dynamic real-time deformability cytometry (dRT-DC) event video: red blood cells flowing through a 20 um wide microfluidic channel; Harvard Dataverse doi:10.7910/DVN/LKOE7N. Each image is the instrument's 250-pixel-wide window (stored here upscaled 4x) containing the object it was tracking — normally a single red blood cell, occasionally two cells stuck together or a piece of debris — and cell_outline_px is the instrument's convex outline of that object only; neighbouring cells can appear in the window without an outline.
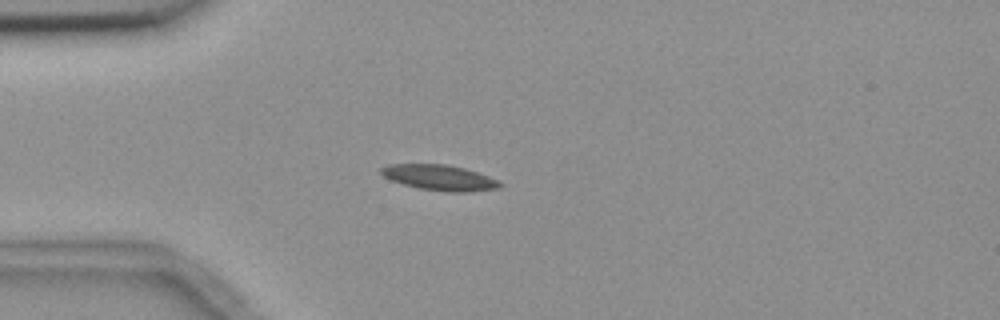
{"species": "common noctule bat (a hibernating species)", "species_latin": "Nyctalus noctula", "temperature_condition": "room temperature", "stored_images_in_passage": 8, "camera_frame_rate_fps": 3000, "um_per_image_px": 0.085, "animal": {"sex": "female", "body_mass_g": 18.4}, "frame": {"image": 1, "passage_image": 3, "time_ms": 2.333, "image_size_px": [1000, 320], "cell_outline_px": [[504, 184], [500, 188], [468, 192], [448, 192], [420, 188], [404, 184], [392, 180], [384, 176], [380, 172], [380, 168], [388, 164], [448, 164], [464, 168], [488, 176]], "centroid_in_image_um": [37.38, 15.09], "position_along_channel_um": 47.6, "area_um2": 17.57}}
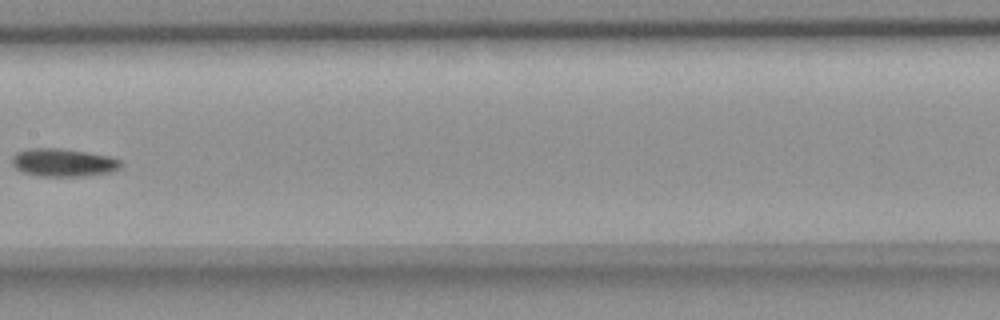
{"frame": {"image": 2, "passage_image": 7, "time_ms": 7.0, "image_size_px": [1000, 320], "cell_outline_px": [[124, 164], [120, 168], [112, 172], [88, 176], [36, 176], [24, 172], [16, 168], [12, 164], [12, 156], [16, 152], [28, 148], [60, 148], [88, 152], [108, 156], [120, 160]], "centroid_in_image_um": [5.4, 13.82], "position_along_channel_um": 202.0, "area_um2": 17.98}}
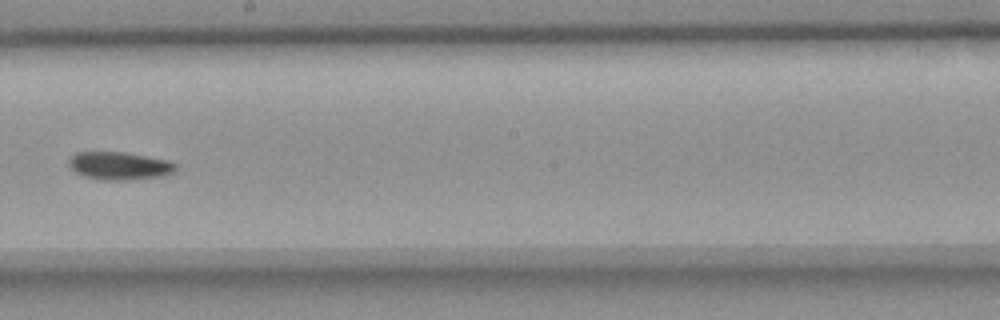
{"frame": {"image": 3, "passage_image": 8, "time_ms": 8.0, "image_size_px": [1000, 320], "cell_outline_px": [[176, 168], [172, 172], [160, 176], [128, 180], [100, 180], [84, 176], [76, 172], [68, 164], [68, 160], [76, 152], [124, 152], [168, 160], [176, 164]], "centroid_in_image_um": [10.12, 14.09], "position_along_channel_um": 238.1, "area_um2": 17.22}}